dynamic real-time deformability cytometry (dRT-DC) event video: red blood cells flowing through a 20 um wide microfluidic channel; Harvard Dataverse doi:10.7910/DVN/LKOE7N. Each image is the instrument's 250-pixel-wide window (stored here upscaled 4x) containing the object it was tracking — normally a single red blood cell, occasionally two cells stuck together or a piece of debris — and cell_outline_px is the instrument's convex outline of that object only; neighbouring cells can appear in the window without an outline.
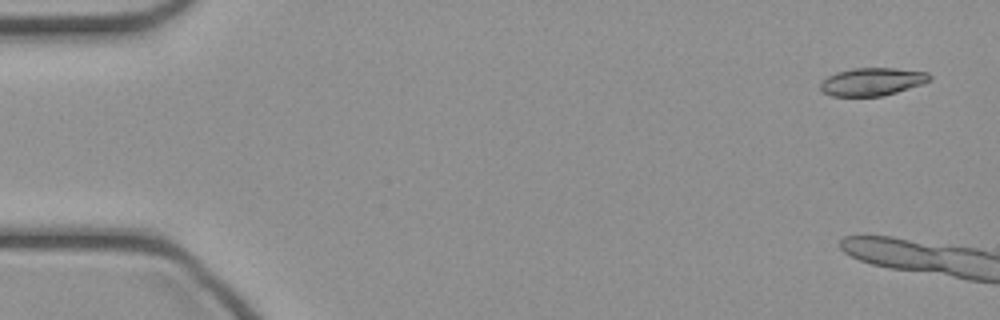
{"species": "common noctule bat (a hibernating species)", "species_latin": "Nyctalus noctula", "temperature_condition": "cold", "stored_images_in_passage": 4, "camera_frame_rate_fps": 3000, "um_per_image_px": 0.085, "animal": {"sex": "female", "body_mass_g": 21.9}, "frame": {"image": 1, "passage_image": 2, "time_ms": 0.333, "image_size_px": [1000, 320], "cell_outline_px": [[932, 80], [896, 92], [880, 96], [832, 96], [820, 92], [820, 84], [828, 76], [836, 72], [852, 68], [896, 68], [928, 72], [932, 76]], "centroid_in_image_um": [74.12, 6.94], "position_along_channel_um": 10.9, "area_um2": 17.74}}